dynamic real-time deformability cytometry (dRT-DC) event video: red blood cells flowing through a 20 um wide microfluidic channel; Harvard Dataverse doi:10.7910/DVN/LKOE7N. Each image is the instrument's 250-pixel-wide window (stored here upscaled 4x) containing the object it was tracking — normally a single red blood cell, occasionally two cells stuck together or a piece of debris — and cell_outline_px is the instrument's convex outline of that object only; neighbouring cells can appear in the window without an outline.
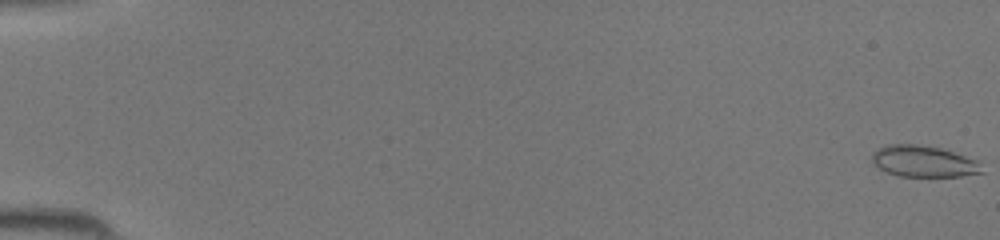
{"species": "common noctule bat (a hibernating species)", "species_latin": "Nyctalus noctula", "temperature_condition": "room temperature", "stored_images_in_passage": 46, "camera_frame_rate_fps": 3000, "um_per_image_px": 0.085, "animal": {"sex": "female", "body_mass_g": 19.5, "forearm_length_mm": 54.1}, "frame": {"image": 1, "passage_image": 1, "time_ms": 0.0, "image_size_px": [1000, 240], "cell_outline_px": [[984, 172], [960, 176], [900, 176], [888, 172], [880, 168], [872, 160], [872, 152], [888, 144], [916, 144], [940, 148], [976, 160]], "centroid_in_image_um": [78.49, 13.71], "position_along_channel_um": 6.5, "area_um2": 19.65}}
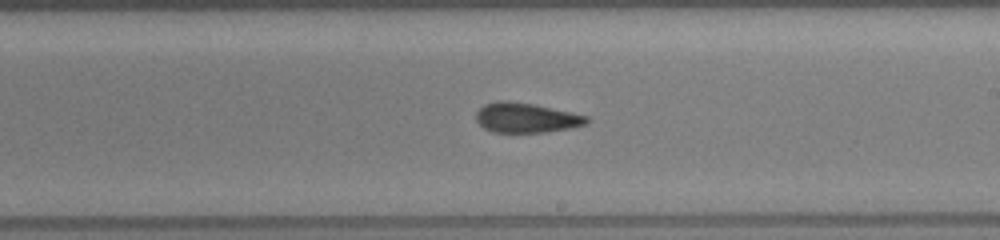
{"frame": {"image": 2, "passage_image": 28, "time_ms": 9.0, "image_size_px": [1000, 240], "cell_outline_px": [[588, 124], [568, 128], [544, 132], [492, 132], [484, 128], [476, 120], [476, 112], [484, 104], [496, 100], [504, 100], [532, 104], [572, 112], [588, 116]], "centroid_in_image_um": [44.7, 10.0], "position_along_channel_um": 244.3, "area_um2": 19.13}}
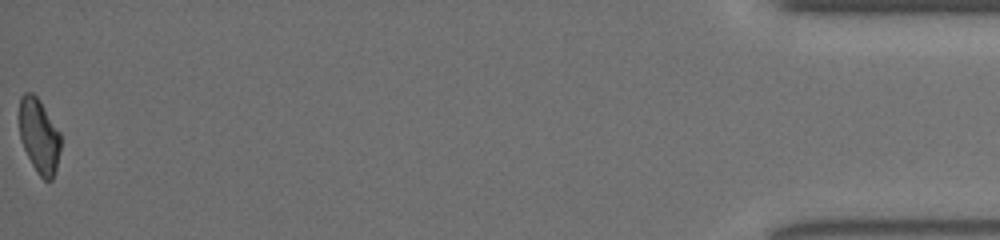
{"frame": {"image": 3, "passage_image": 46, "time_ms": 15.0, "image_size_px": [1000, 240], "cell_outline_px": [[60, 148], [56, 168], [52, 180], [44, 180], [36, 172], [24, 148], [20, 136], [20, 96], [24, 92], [32, 92], [40, 100], [60, 132]], "centroid_in_image_um": [3.33, 11.54], "position_along_channel_um": 431.9, "area_um2": 17.8}}